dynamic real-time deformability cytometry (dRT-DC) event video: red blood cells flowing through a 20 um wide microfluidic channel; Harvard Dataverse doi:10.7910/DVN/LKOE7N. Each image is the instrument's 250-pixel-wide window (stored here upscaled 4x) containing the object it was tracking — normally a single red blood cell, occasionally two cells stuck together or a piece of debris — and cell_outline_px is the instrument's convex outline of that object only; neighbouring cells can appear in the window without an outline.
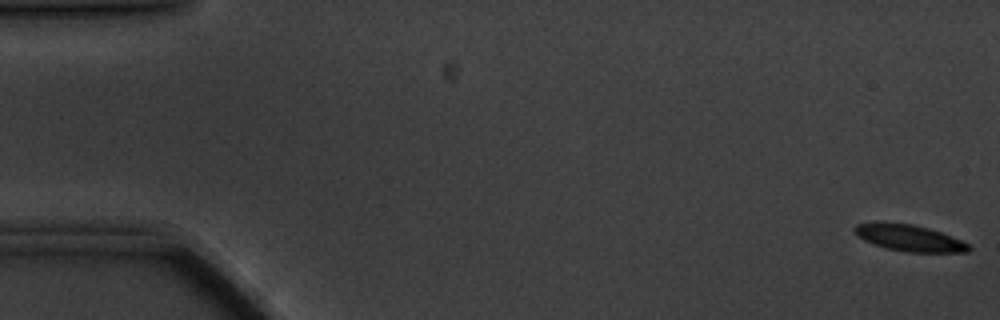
{"species": "common noctule bat (a hibernating species)", "species_latin": "Nyctalus noctula", "temperature_condition": "cold", "stored_images_in_passage": 58, "camera_frame_rate_fps": 3000, "um_per_image_px": 0.085, "animal": {"sex": "male", "body_mass_g": 20.1, "forearm_length_mm": 53.5}, "frame": {"image": 1, "passage_image": 1, "time_ms": 0.0, "image_size_px": [1000, 320], "cell_outline_px": [[972, 248], [968, 252], [904, 252], [884, 248], [864, 240], [852, 228], [856, 224], [876, 220], [884, 220], [912, 224], [928, 228], [952, 236], [968, 244]], "centroid_in_image_um": [77.23, 20.19], "position_along_channel_um": 7.8, "area_um2": 17.98}}
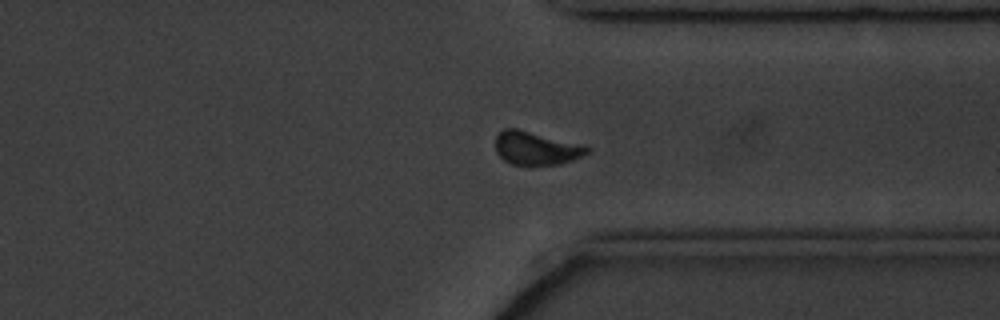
{"frame": {"image": 2, "passage_image": 44, "time_ms": 14.333, "image_size_px": [1000, 320], "cell_outline_px": [[588, 152], [572, 160], [560, 164], [512, 164], [504, 160], [496, 152], [496, 132], [504, 128], [516, 128], [584, 144], [588, 148]], "centroid_in_image_um": [45.54, 12.57], "position_along_channel_um": 365.9, "area_um2": 17.69}}
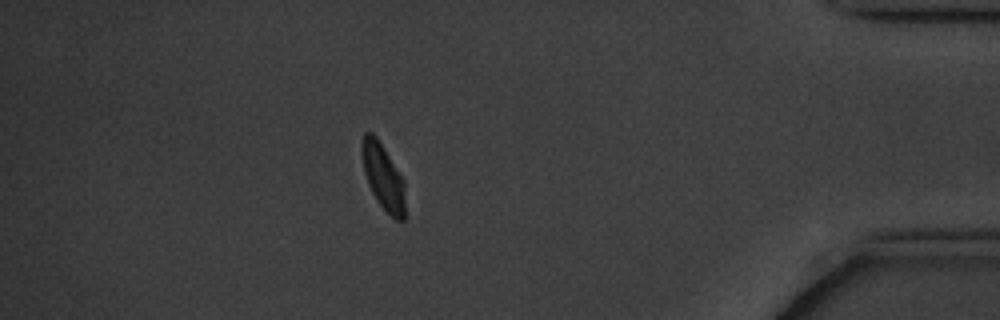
{"frame": {"image": 3, "passage_image": 51, "time_ms": 16.667, "image_size_px": [1000, 320], "cell_outline_px": [[404, 220], [396, 220], [376, 200], [368, 184], [364, 172], [360, 148], [360, 144], [364, 132], [372, 132], [376, 136], [404, 180]], "centroid_in_image_um": [32.53, 14.98], "position_along_channel_um": 402.7, "area_um2": 16.47}, "authors_computed_cell_mechanics": {"area_um2": 17.9469, "velocity_mm_per_s": 3.4399, "shape_relaxation_time_tau1_ms": null, "shape_relaxation_time_tau2_ms": 3.2794, "deformation_change_tau1": null, "deformation_change_tau2": 0.07}}